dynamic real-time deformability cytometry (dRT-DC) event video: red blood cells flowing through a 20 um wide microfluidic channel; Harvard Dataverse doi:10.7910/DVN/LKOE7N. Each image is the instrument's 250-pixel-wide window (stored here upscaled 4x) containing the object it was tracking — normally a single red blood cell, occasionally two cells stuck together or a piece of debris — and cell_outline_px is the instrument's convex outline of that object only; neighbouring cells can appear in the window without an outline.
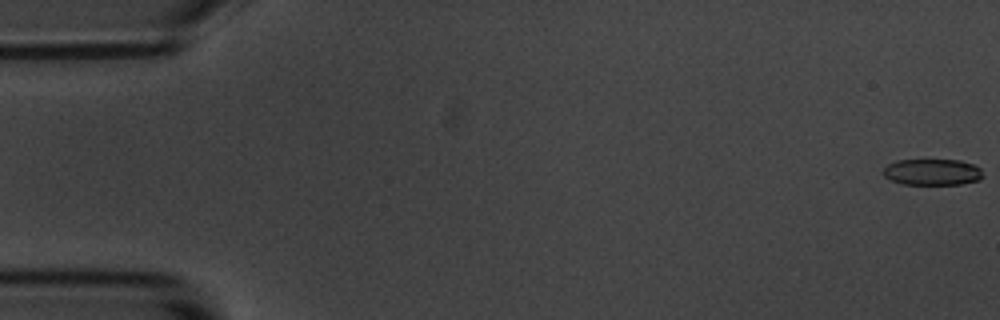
{"species": "common noctule bat (a hibernating species)", "species_latin": "Nyctalus noctula", "temperature_condition": "room temperature", "stored_images_in_passage": 6, "camera_frame_rate_fps": 3000, "um_per_image_px": 0.085, "animal": {"sex": "male", "body_mass_g": 20.1, "forearm_length_mm": 53.5}, "frame": {"image": 1, "passage_image": 1, "time_ms": 0.0, "image_size_px": [1000, 320], "cell_outline_px": [[984, 176], [980, 180], [960, 184], [904, 184], [892, 180], [884, 176], [884, 168], [888, 164], [896, 160], [960, 160], [972, 164], [980, 168]], "centroid_in_image_um": [79.27, 14.62], "position_along_channel_um": 5.7, "area_um2": 15.2}}
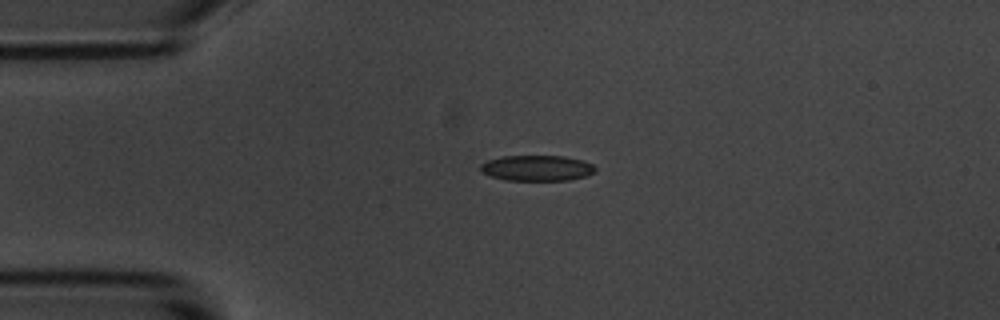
{"frame": {"image": 2, "passage_image": 4, "time_ms": 4.333, "image_size_px": [1000, 320], "cell_outline_px": [[596, 172], [588, 176], [568, 180], [504, 180], [480, 172], [480, 164], [488, 160], [500, 156], [564, 156], [584, 160], [592, 164], [596, 168]], "centroid_in_image_um": [45.66, 14.28], "position_along_channel_um": 39.3, "area_um2": 17.34}}